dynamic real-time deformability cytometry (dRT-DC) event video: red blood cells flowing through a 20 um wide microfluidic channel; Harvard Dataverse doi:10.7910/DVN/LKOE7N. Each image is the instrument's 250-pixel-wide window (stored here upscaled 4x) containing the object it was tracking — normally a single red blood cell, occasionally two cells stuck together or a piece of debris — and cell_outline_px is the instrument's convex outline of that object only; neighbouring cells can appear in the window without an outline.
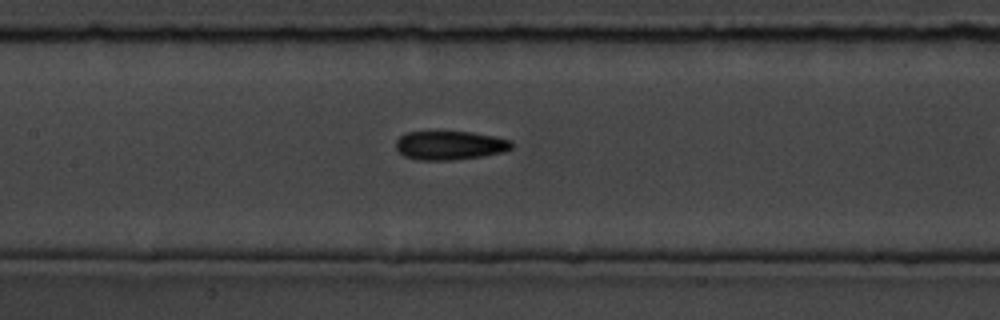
{"species": "common noctule bat (a hibernating species)", "species_latin": "Nyctalus noctula", "temperature_condition": "room temperature", "stored_images_in_passage": 22, "camera_frame_rate_fps": 3000, "um_per_image_px": 0.085, "animal": {"sex": "male", "body_mass_g": 19.5, "forearm_length_mm": 54.6}, "frame": {"image": 1, "passage_image": 7, "time_ms": 2.0, "image_size_px": [1000, 320], "cell_outline_px": [[512, 148], [504, 152], [484, 156], [452, 160], [416, 160], [404, 156], [396, 148], [396, 140], [400, 136], [408, 132], [440, 128], [472, 132], [496, 136], [512, 140]], "centroid_in_image_um": [38.23, 12.3], "position_along_channel_um": 169.2, "area_um2": 20.52}}
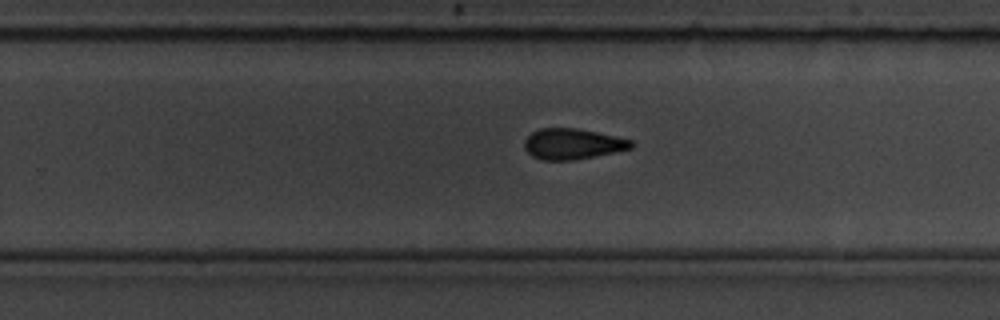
{"frame": {"image": 2, "passage_image": 16, "time_ms": 5.0, "image_size_px": [1000, 320], "cell_outline_px": [[636, 144], [632, 148], [616, 152], [572, 160], [544, 160], [532, 156], [524, 148], [524, 140], [532, 132], [540, 128], [576, 128], [596, 132], [632, 140]], "centroid_in_image_um": [48.67, 12.23], "position_along_channel_um": 281.1, "area_um2": 19.07}}